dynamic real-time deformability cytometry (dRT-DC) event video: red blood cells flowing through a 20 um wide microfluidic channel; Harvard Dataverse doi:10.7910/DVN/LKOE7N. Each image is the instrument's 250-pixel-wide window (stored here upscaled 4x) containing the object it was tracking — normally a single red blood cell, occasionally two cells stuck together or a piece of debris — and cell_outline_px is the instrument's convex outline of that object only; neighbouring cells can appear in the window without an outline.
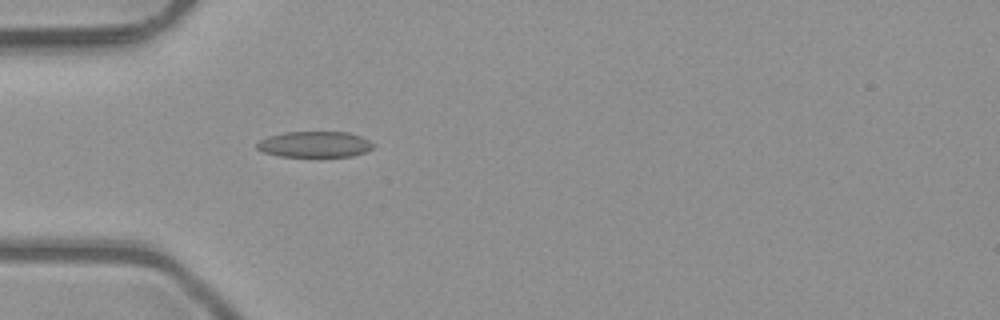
{"species": "common noctule bat (a hibernating species)", "species_latin": "Nyctalus noctula", "temperature_condition": "room temperature", "stored_images_in_passage": 1, "camera_frame_rate_fps": 3000, "um_per_image_px": 0.085, "animal": {"sex": "male", "body_mass_g": 23.1, "forearm_length_mm": 52.7}, "frame": {"image": 1, "passage_image": 1, "time_ms": 0.0, "image_size_px": [1000, 320], "cell_outline_px": [[376, 144], [372, 148], [364, 152], [352, 156], [280, 156], [264, 152], [256, 148], [256, 144], [260, 140], [268, 136], [284, 132], [348, 132], [360, 136]], "centroid_in_image_um": [26.74, 12.26], "position_along_channel_um": 58.3, "area_um2": 17.46}}